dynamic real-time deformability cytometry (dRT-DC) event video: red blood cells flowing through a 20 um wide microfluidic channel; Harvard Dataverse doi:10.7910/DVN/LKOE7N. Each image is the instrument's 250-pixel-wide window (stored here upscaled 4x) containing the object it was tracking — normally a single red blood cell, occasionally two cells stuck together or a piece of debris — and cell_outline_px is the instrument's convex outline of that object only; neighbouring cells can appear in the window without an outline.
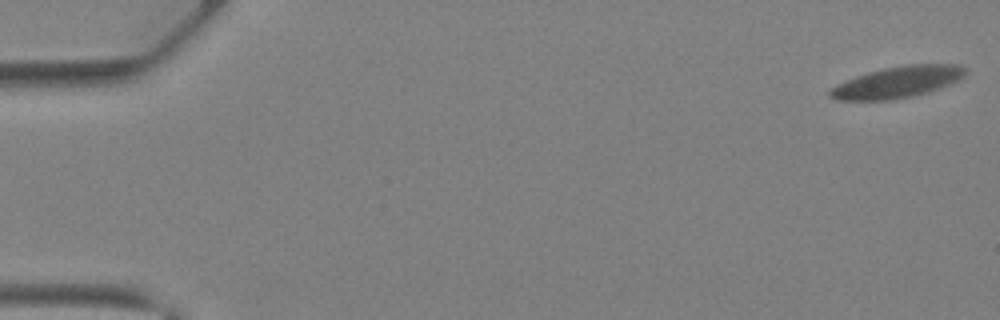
{"species": "Egyptian fruit bat (a non-hibernating species)", "species_latin": "Rousettus aegyptiacus", "temperature_condition": "warm", "stored_images_in_passage": 53, "camera_frame_rate_fps": 3000, "um_per_image_px": 0.085, "animal": {"sex": "female"}, "frame": {"image": 1, "passage_image": 1, "time_ms": 0.0, "image_size_px": [1000, 320], "cell_outline_px": [[968, 72], [960, 80], [940, 88], [928, 92], [912, 96], [888, 100], [836, 100], [828, 96], [828, 92], [836, 84], [856, 76], [868, 72], [884, 68], [904, 64], [960, 64], [968, 68]], "centroid_in_image_um": [76.33, 6.97], "position_along_channel_um": 8.7, "area_um2": 25.03}}
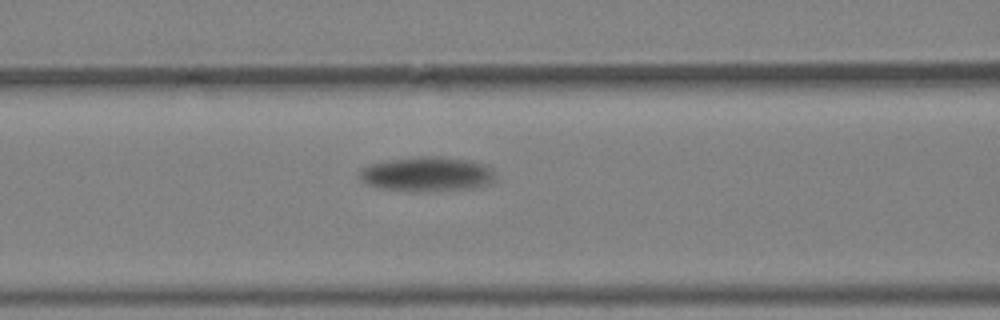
{"frame": {"image": 2, "passage_image": 23, "time_ms": 7.333, "image_size_px": [1000, 320], "cell_outline_px": [[496, 180], [488, 184], [472, 188], [424, 192], [412, 192], [380, 188], [368, 184], [360, 180], [360, 168], [368, 164], [392, 160], [420, 156], [440, 156], [468, 160], [488, 164], [496, 172]], "centroid_in_image_um": [36.34, 14.81], "position_along_channel_um": 130.3, "area_um2": 27.86}}
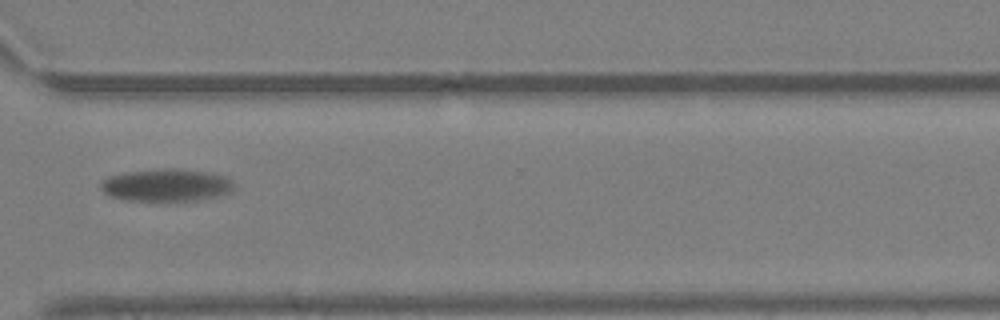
{"frame": {"image": 3, "passage_image": 40, "time_ms": 13.0, "image_size_px": [1000, 320], "cell_outline_px": [[236, 188], [232, 192], [224, 196], [204, 200], [124, 200], [108, 196], [100, 188], [100, 184], [108, 176], [124, 172], [156, 168], [180, 168], [212, 172], [228, 176], [236, 184]], "centroid_in_image_um": [14.24, 15.72], "position_along_channel_um": 356.4, "area_um2": 26.13}, "authors_computed_cell_mechanics": {"area_um2": 25.8944, "velocity_mm_per_s": 3.9787, "shape_relaxation_time_tau1_ms": 0.8315, "shape_relaxation_time_tau2_ms": null, "deformation_change_tau1": 0.0663, "deformation_change_tau2": null}}